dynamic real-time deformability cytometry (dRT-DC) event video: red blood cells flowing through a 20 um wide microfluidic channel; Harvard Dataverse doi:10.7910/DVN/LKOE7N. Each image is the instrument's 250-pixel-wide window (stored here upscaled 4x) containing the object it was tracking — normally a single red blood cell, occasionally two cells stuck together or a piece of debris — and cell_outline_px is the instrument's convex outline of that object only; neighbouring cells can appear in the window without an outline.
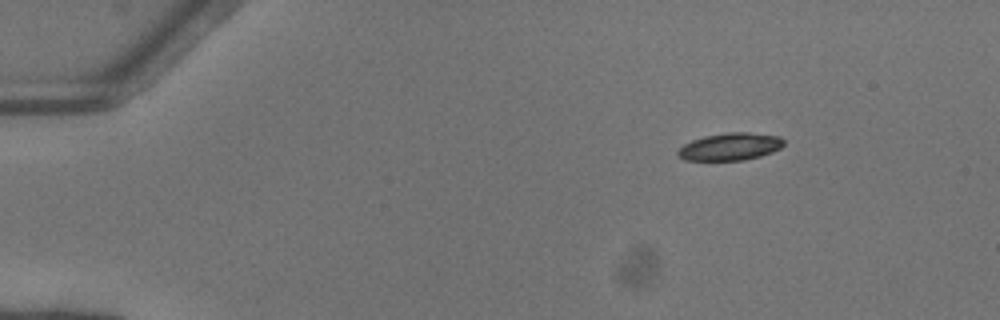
{"species": "common noctule bat (a hibernating species)", "species_latin": "Nyctalus noctula", "temperature_condition": "warm", "stored_images_in_passage": 45, "camera_frame_rate_fps": 3000, "um_per_image_px": 0.085, "animal": {"sex": "female"}, "frame": {"image": 1, "passage_image": 1, "time_ms": 0.0, "image_size_px": [1000, 320], "cell_outline_px": [[784, 144], [780, 148], [772, 152], [760, 156], [744, 160], [684, 160], [676, 156], [676, 152], [684, 144], [692, 140], [704, 136], [728, 132], [748, 132], [780, 136], [784, 140]], "centroid_in_image_um": [62.05, 12.46], "position_along_channel_um": 22.9, "area_um2": 16.99}}
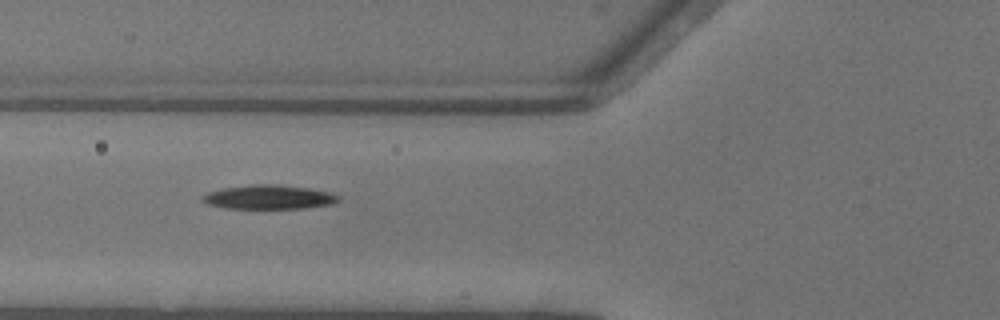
{"frame": {"image": 2, "passage_image": 14, "time_ms": 4.333, "image_size_px": [1000, 320], "cell_outline_px": [[340, 200], [332, 204], [304, 208], [228, 208], [208, 204], [200, 200], [200, 196], [208, 192], [224, 188], [252, 184], [276, 184], [308, 188], [328, 192], [340, 196]], "centroid_in_image_um": [22.84, 16.75], "position_along_channel_um": 103.0, "area_um2": 19.02}}
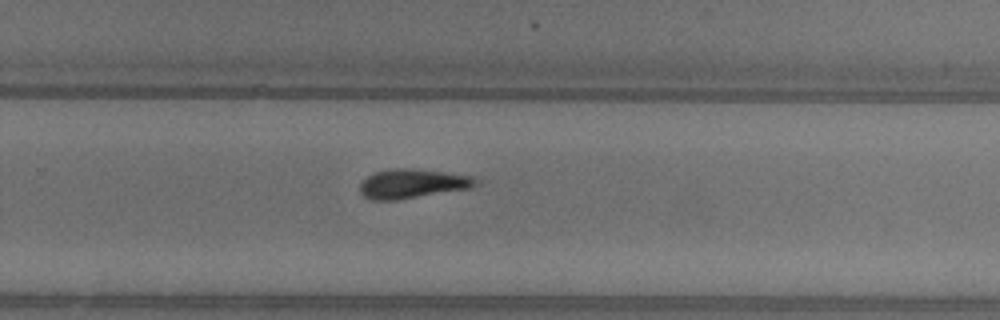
{"frame": {"image": 3, "passage_image": 28, "time_ms": 9.0, "image_size_px": [1000, 320], "cell_outline_px": [[480, 184], [472, 188], [396, 200], [372, 200], [364, 196], [360, 192], [360, 184], [372, 172], [392, 168], [412, 168], [444, 172], [472, 176], [480, 180]], "centroid_in_image_um": [35.09, 15.6], "position_along_channel_um": 294.7, "area_um2": 19.94}, "authors_computed_cell_mechanics": {"area_um2": 18.9006, "velocity_mm_per_s": 4.1094, "shape_relaxation_time_tau1_ms": 3.7742, "shape_relaxation_time_tau2_ms": null, "deformation_change_tau1": 0.1273, "deformation_change_tau2": null}}